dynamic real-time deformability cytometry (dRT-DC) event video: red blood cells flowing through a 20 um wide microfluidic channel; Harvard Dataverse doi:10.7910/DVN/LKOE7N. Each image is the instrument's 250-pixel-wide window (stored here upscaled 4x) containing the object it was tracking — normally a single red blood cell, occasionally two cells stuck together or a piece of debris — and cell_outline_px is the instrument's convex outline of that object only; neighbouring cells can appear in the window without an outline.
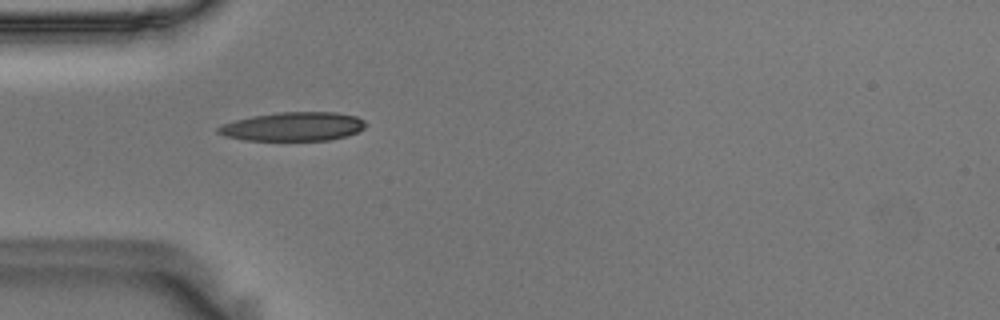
{"species": "Egyptian fruit bat (a non-hibernating species)", "species_latin": "Rousettus aegyptiacus", "temperature_condition": "room temperature", "stored_images_in_passage": 40, "camera_frame_rate_fps": 3000, "um_per_image_px": 0.085, "animal": {"sex": "male"}, "frame": {"image": 1, "passage_image": 2, "time_ms": 0.333, "image_size_px": [1000, 320], "cell_outline_px": [[368, 124], [364, 128], [356, 132], [344, 136], [328, 140], [244, 140], [224, 136], [216, 132], [216, 128], [224, 124], [236, 120], [252, 116], [280, 112], [336, 112], [356, 116], [364, 120]], "centroid_in_image_um": [24.92, 10.75], "position_along_channel_um": 60.1, "area_um2": 24.68}}
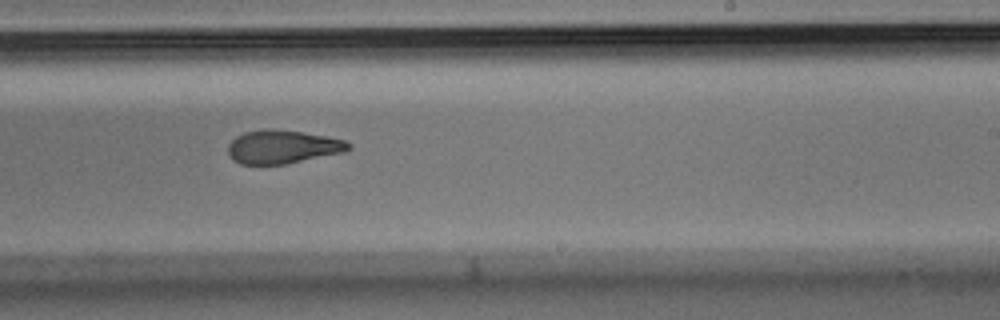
{"frame": {"image": 2, "passage_image": 19, "time_ms": 6.0, "image_size_px": [1000, 320], "cell_outline_px": [[352, 148], [344, 152], [284, 164], [240, 164], [228, 152], [228, 144], [236, 136], [244, 132], [260, 128], [272, 128], [328, 136], [344, 140], [352, 144]], "centroid_in_image_um": [24.03, 12.46], "position_along_channel_um": 265.0, "area_um2": 23.47}}
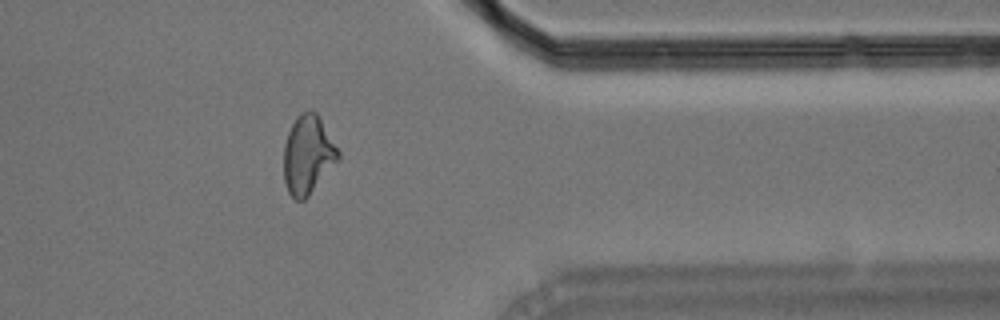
{"frame": {"image": 3, "passage_image": 30, "time_ms": 9.667, "image_size_px": [1000, 320], "cell_outline_px": [[340, 156], [308, 196], [304, 200], [296, 200], [288, 192], [284, 180], [284, 144], [288, 132], [296, 116], [300, 112], [312, 108], [316, 112], [340, 152]], "centroid_in_image_um": [26.14, 13.12], "position_along_channel_um": 385.3, "area_um2": 24.62}, "authors_computed_cell_mechanics": {"area_um2": 24.4783, "velocity_mm_per_s": 3.6433, "shape_relaxation_time_tau1_ms": 6.2641, "shape_relaxation_time_tau2_ms": 1.6762, "deformation_change_tau1": 0.2083, "deformation_change_tau2": 0.0867}}